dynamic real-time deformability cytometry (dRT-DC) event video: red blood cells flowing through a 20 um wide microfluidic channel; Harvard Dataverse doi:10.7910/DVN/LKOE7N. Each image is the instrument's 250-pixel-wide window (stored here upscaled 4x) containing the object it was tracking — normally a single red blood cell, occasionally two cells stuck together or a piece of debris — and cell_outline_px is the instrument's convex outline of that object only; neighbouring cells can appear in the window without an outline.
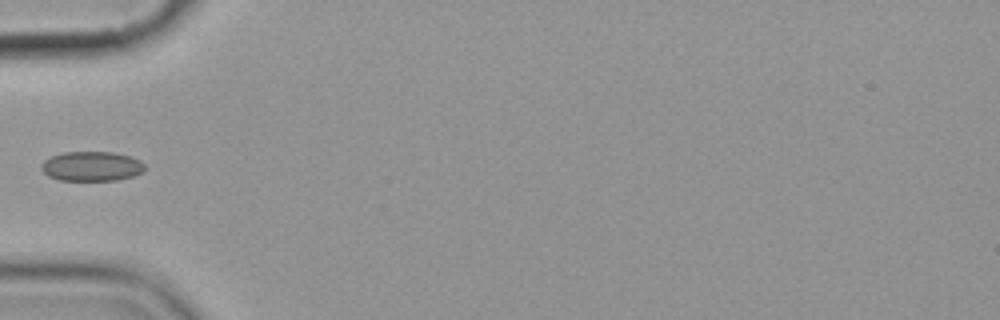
{"species": "common noctule bat (a hibernating species)", "species_latin": "Nyctalus noctula", "temperature_condition": "cold", "stored_images_in_passage": 7, "camera_frame_rate_fps": 3000, "um_per_image_px": 0.085, "animal": {"sex": "female", "body_mass_g": 19.9}, "frame": {"image": 1, "passage_image": 5, "time_ms": 4.667, "image_size_px": [1000, 320], "cell_outline_px": [[144, 172], [132, 176], [116, 180], [60, 180], [48, 176], [40, 168], [40, 164], [44, 160], [52, 156], [64, 152], [112, 152], [132, 156], [140, 160], [144, 164]], "centroid_in_image_um": [7.79, 14.13], "position_along_channel_um": 77.2, "area_um2": 17.92}}
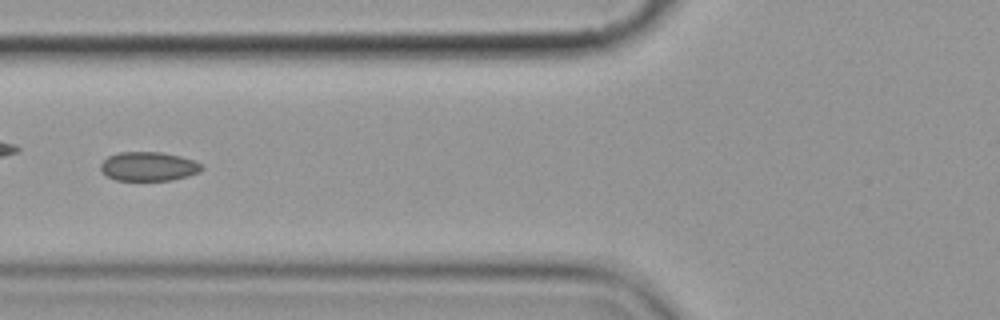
{"frame": {"image": 2, "passage_image": 6, "time_ms": 5.667, "image_size_px": [1000, 320], "cell_outline_px": [[204, 168], [200, 172], [188, 176], [172, 180], [116, 180], [108, 176], [100, 168], [100, 164], [108, 156], [120, 152], [160, 152], [180, 156], [196, 160]], "centroid_in_image_um": [12.66, 14.14], "position_along_channel_um": 113.1, "area_um2": 17.11}}
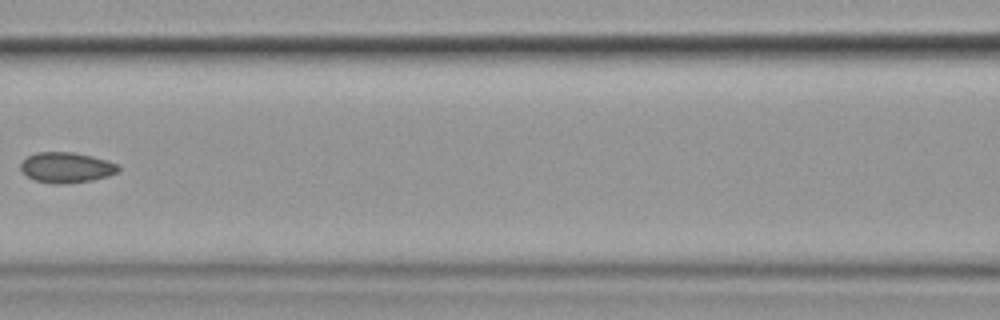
{"frame": {"image": 3, "passage_image": 7, "time_ms": 7.0, "image_size_px": [1000, 320], "cell_outline_px": [[120, 172], [108, 176], [92, 180], [64, 184], [56, 184], [36, 180], [28, 176], [20, 168], [20, 164], [28, 156], [36, 152], [72, 152], [92, 156], [108, 160], [116, 164], [120, 168]], "centroid_in_image_um": [5.68, 14.23], "position_along_channel_um": 160.9, "area_um2": 17.28}}